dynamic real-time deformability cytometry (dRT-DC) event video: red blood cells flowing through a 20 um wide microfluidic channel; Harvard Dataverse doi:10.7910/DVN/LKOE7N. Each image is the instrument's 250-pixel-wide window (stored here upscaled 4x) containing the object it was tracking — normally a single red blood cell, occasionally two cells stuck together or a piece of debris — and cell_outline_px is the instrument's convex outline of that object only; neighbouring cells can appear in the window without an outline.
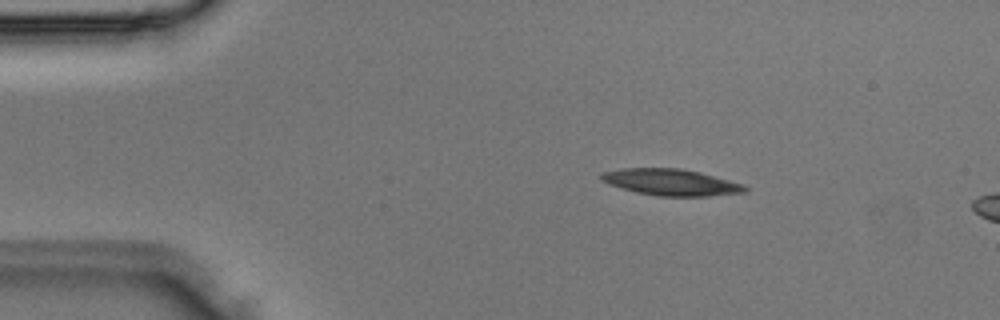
{"species": "Egyptian fruit bat (a non-hibernating species)", "species_latin": "Rousettus aegyptiacus", "temperature_condition": "room temperature", "stored_images_in_passage": 3, "camera_frame_rate_fps": 3000, "um_per_image_px": 0.085, "animal": {"sex": "male"}, "frame": {"image": 1, "passage_image": 1, "time_ms": 0.0, "image_size_px": [1000, 320], "cell_outline_px": [[748, 192], [708, 196], [656, 196], [636, 192], [620, 188], [600, 180], [600, 176], [604, 172], [620, 168], [680, 168], [700, 172], [744, 184], [748, 188]], "centroid_in_image_um": [57.05, 15.49], "position_along_channel_um": 27.9, "area_um2": 22.25}}